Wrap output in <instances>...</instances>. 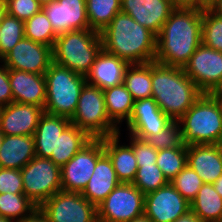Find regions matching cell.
<instances>
[{
  "label": "cell",
  "instance_id": "6da1fadb",
  "mask_svg": "<svg viewBox=\"0 0 222 222\" xmlns=\"http://www.w3.org/2000/svg\"><path fill=\"white\" fill-rule=\"evenodd\" d=\"M202 9L177 6L156 37L158 63L184 68L202 43Z\"/></svg>",
  "mask_w": 222,
  "mask_h": 222
},
{
  "label": "cell",
  "instance_id": "7a4b0ae2",
  "mask_svg": "<svg viewBox=\"0 0 222 222\" xmlns=\"http://www.w3.org/2000/svg\"><path fill=\"white\" fill-rule=\"evenodd\" d=\"M102 48L129 64L153 62L156 56V36L132 17L119 12L100 32Z\"/></svg>",
  "mask_w": 222,
  "mask_h": 222
},
{
  "label": "cell",
  "instance_id": "3957f363",
  "mask_svg": "<svg viewBox=\"0 0 222 222\" xmlns=\"http://www.w3.org/2000/svg\"><path fill=\"white\" fill-rule=\"evenodd\" d=\"M152 97L161 111L178 121L203 94L183 68L151 62Z\"/></svg>",
  "mask_w": 222,
  "mask_h": 222
},
{
  "label": "cell",
  "instance_id": "277c9868",
  "mask_svg": "<svg viewBox=\"0 0 222 222\" xmlns=\"http://www.w3.org/2000/svg\"><path fill=\"white\" fill-rule=\"evenodd\" d=\"M183 144H218L222 140V105L203 93L178 120Z\"/></svg>",
  "mask_w": 222,
  "mask_h": 222
},
{
  "label": "cell",
  "instance_id": "5b68a950",
  "mask_svg": "<svg viewBox=\"0 0 222 222\" xmlns=\"http://www.w3.org/2000/svg\"><path fill=\"white\" fill-rule=\"evenodd\" d=\"M102 49L97 31L87 28L65 32L58 35L52 47L53 62L86 77Z\"/></svg>",
  "mask_w": 222,
  "mask_h": 222
},
{
  "label": "cell",
  "instance_id": "8992f818",
  "mask_svg": "<svg viewBox=\"0 0 222 222\" xmlns=\"http://www.w3.org/2000/svg\"><path fill=\"white\" fill-rule=\"evenodd\" d=\"M46 103L44 112L71 119L78 105L79 95L87 83L86 77L52 62L45 72Z\"/></svg>",
  "mask_w": 222,
  "mask_h": 222
},
{
  "label": "cell",
  "instance_id": "52a82bcc",
  "mask_svg": "<svg viewBox=\"0 0 222 222\" xmlns=\"http://www.w3.org/2000/svg\"><path fill=\"white\" fill-rule=\"evenodd\" d=\"M70 121L92 139L105 138L120 131L108 117L104 91L88 83L79 95L76 111Z\"/></svg>",
  "mask_w": 222,
  "mask_h": 222
},
{
  "label": "cell",
  "instance_id": "ba28073f",
  "mask_svg": "<svg viewBox=\"0 0 222 222\" xmlns=\"http://www.w3.org/2000/svg\"><path fill=\"white\" fill-rule=\"evenodd\" d=\"M20 171L24 194L38 208L62 190L61 169L50 158L35 156Z\"/></svg>",
  "mask_w": 222,
  "mask_h": 222
},
{
  "label": "cell",
  "instance_id": "9c48e42d",
  "mask_svg": "<svg viewBox=\"0 0 222 222\" xmlns=\"http://www.w3.org/2000/svg\"><path fill=\"white\" fill-rule=\"evenodd\" d=\"M144 196L134 184L120 182L97 206L98 222H129L141 216Z\"/></svg>",
  "mask_w": 222,
  "mask_h": 222
},
{
  "label": "cell",
  "instance_id": "30bf717a",
  "mask_svg": "<svg viewBox=\"0 0 222 222\" xmlns=\"http://www.w3.org/2000/svg\"><path fill=\"white\" fill-rule=\"evenodd\" d=\"M39 209L49 222H98L97 207L79 192L61 190Z\"/></svg>",
  "mask_w": 222,
  "mask_h": 222
},
{
  "label": "cell",
  "instance_id": "8fae6325",
  "mask_svg": "<svg viewBox=\"0 0 222 222\" xmlns=\"http://www.w3.org/2000/svg\"><path fill=\"white\" fill-rule=\"evenodd\" d=\"M104 154L103 138L92 139L61 169V186L63 191L82 193L97 160Z\"/></svg>",
  "mask_w": 222,
  "mask_h": 222
},
{
  "label": "cell",
  "instance_id": "7c38bea8",
  "mask_svg": "<svg viewBox=\"0 0 222 222\" xmlns=\"http://www.w3.org/2000/svg\"><path fill=\"white\" fill-rule=\"evenodd\" d=\"M53 62L52 47L22 38L5 56L2 63L8 69L45 74Z\"/></svg>",
  "mask_w": 222,
  "mask_h": 222
},
{
  "label": "cell",
  "instance_id": "4fadbf2b",
  "mask_svg": "<svg viewBox=\"0 0 222 222\" xmlns=\"http://www.w3.org/2000/svg\"><path fill=\"white\" fill-rule=\"evenodd\" d=\"M190 210V203L170 182L144 196V214L152 222H174Z\"/></svg>",
  "mask_w": 222,
  "mask_h": 222
},
{
  "label": "cell",
  "instance_id": "5bb4252c",
  "mask_svg": "<svg viewBox=\"0 0 222 222\" xmlns=\"http://www.w3.org/2000/svg\"><path fill=\"white\" fill-rule=\"evenodd\" d=\"M183 70L202 93H209L222 78V52L201 43Z\"/></svg>",
  "mask_w": 222,
  "mask_h": 222
},
{
  "label": "cell",
  "instance_id": "9a60e30c",
  "mask_svg": "<svg viewBox=\"0 0 222 222\" xmlns=\"http://www.w3.org/2000/svg\"><path fill=\"white\" fill-rule=\"evenodd\" d=\"M173 120L165 115L153 97L134 101L129 120L125 123L127 133L140 140L158 134Z\"/></svg>",
  "mask_w": 222,
  "mask_h": 222
},
{
  "label": "cell",
  "instance_id": "2e32d148",
  "mask_svg": "<svg viewBox=\"0 0 222 222\" xmlns=\"http://www.w3.org/2000/svg\"><path fill=\"white\" fill-rule=\"evenodd\" d=\"M176 7L173 0H121V12L128 14L156 37Z\"/></svg>",
  "mask_w": 222,
  "mask_h": 222
},
{
  "label": "cell",
  "instance_id": "e0dca14e",
  "mask_svg": "<svg viewBox=\"0 0 222 222\" xmlns=\"http://www.w3.org/2000/svg\"><path fill=\"white\" fill-rule=\"evenodd\" d=\"M42 10L58 35L90 28L86 0H58L42 6Z\"/></svg>",
  "mask_w": 222,
  "mask_h": 222
},
{
  "label": "cell",
  "instance_id": "ac0fdd59",
  "mask_svg": "<svg viewBox=\"0 0 222 222\" xmlns=\"http://www.w3.org/2000/svg\"><path fill=\"white\" fill-rule=\"evenodd\" d=\"M44 108L12 102L0 109V131L3 135L33 136Z\"/></svg>",
  "mask_w": 222,
  "mask_h": 222
},
{
  "label": "cell",
  "instance_id": "d6986e66",
  "mask_svg": "<svg viewBox=\"0 0 222 222\" xmlns=\"http://www.w3.org/2000/svg\"><path fill=\"white\" fill-rule=\"evenodd\" d=\"M9 82L13 102L44 108L46 103V79L44 74L9 69Z\"/></svg>",
  "mask_w": 222,
  "mask_h": 222
},
{
  "label": "cell",
  "instance_id": "ffe728a7",
  "mask_svg": "<svg viewBox=\"0 0 222 222\" xmlns=\"http://www.w3.org/2000/svg\"><path fill=\"white\" fill-rule=\"evenodd\" d=\"M129 65L127 61L102 49L86 75V81L102 90L119 86L124 82L125 71Z\"/></svg>",
  "mask_w": 222,
  "mask_h": 222
},
{
  "label": "cell",
  "instance_id": "44dd1931",
  "mask_svg": "<svg viewBox=\"0 0 222 222\" xmlns=\"http://www.w3.org/2000/svg\"><path fill=\"white\" fill-rule=\"evenodd\" d=\"M187 165L204 183L213 184L222 175V157L217 144L188 145Z\"/></svg>",
  "mask_w": 222,
  "mask_h": 222
},
{
  "label": "cell",
  "instance_id": "7402d4cb",
  "mask_svg": "<svg viewBox=\"0 0 222 222\" xmlns=\"http://www.w3.org/2000/svg\"><path fill=\"white\" fill-rule=\"evenodd\" d=\"M119 133L103 138L104 153L114 167L117 179L123 183H132L138 170L137 161L131 145L120 141ZM121 144V145H120Z\"/></svg>",
  "mask_w": 222,
  "mask_h": 222
},
{
  "label": "cell",
  "instance_id": "603a6c76",
  "mask_svg": "<svg viewBox=\"0 0 222 222\" xmlns=\"http://www.w3.org/2000/svg\"><path fill=\"white\" fill-rule=\"evenodd\" d=\"M119 183L112 162L104 153L97 160L93 174L81 194L97 207Z\"/></svg>",
  "mask_w": 222,
  "mask_h": 222
},
{
  "label": "cell",
  "instance_id": "cb8c5ba5",
  "mask_svg": "<svg viewBox=\"0 0 222 222\" xmlns=\"http://www.w3.org/2000/svg\"><path fill=\"white\" fill-rule=\"evenodd\" d=\"M35 156L33 136L4 135L0 147V168L21 170Z\"/></svg>",
  "mask_w": 222,
  "mask_h": 222
},
{
  "label": "cell",
  "instance_id": "d4e9b609",
  "mask_svg": "<svg viewBox=\"0 0 222 222\" xmlns=\"http://www.w3.org/2000/svg\"><path fill=\"white\" fill-rule=\"evenodd\" d=\"M70 123L69 118L44 112L33 134L36 156L49 158L55 154L56 139Z\"/></svg>",
  "mask_w": 222,
  "mask_h": 222
},
{
  "label": "cell",
  "instance_id": "484cf974",
  "mask_svg": "<svg viewBox=\"0 0 222 222\" xmlns=\"http://www.w3.org/2000/svg\"><path fill=\"white\" fill-rule=\"evenodd\" d=\"M91 140L85 131L70 123L56 139L55 154L49 158L61 168Z\"/></svg>",
  "mask_w": 222,
  "mask_h": 222
},
{
  "label": "cell",
  "instance_id": "4316f807",
  "mask_svg": "<svg viewBox=\"0 0 222 222\" xmlns=\"http://www.w3.org/2000/svg\"><path fill=\"white\" fill-rule=\"evenodd\" d=\"M109 119L120 129L131 116L134 100L124 84L103 90Z\"/></svg>",
  "mask_w": 222,
  "mask_h": 222
},
{
  "label": "cell",
  "instance_id": "83f0119b",
  "mask_svg": "<svg viewBox=\"0 0 222 222\" xmlns=\"http://www.w3.org/2000/svg\"><path fill=\"white\" fill-rule=\"evenodd\" d=\"M190 206L203 222H222V197L213 184L203 183Z\"/></svg>",
  "mask_w": 222,
  "mask_h": 222
},
{
  "label": "cell",
  "instance_id": "f1b7e54d",
  "mask_svg": "<svg viewBox=\"0 0 222 222\" xmlns=\"http://www.w3.org/2000/svg\"><path fill=\"white\" fill-rule=\"evenodd\" d=\"M126 89L134 101L152 97L151 62L130 64L124 75Z\"/></svg>",
  "mask_w": 222,
  "mask_h": 222
},
{
  "label": "cell",
  "instance_id": "f546056e",
  "mask_svg": "<svg viewBox=\"0 0 222 222\" xmlns=\"http://www.w3.org/2000/svg\"><path fill=\"white\" fill-rule=\"evenodd\" d=\"M86 10L90 29L100 33L121 12V0H86Z\"/></svg>",
  "mask_w": 222,
  "mask_h": 222
},
{
  "label": "cell",
  "instance_id": "4dcf8cb0",
  "mask_svg": "<svg viewBox=\"0 0 222 222\" xmlns=\"http://www.w3.org/2000/svg\"><path fill=\"white\" fill-rule=\"evenodd\" d=\"M24 32L26 38L50 47L58 37L43 10L24 21Z\"/></svg>",
  "mask_w": 222,
  "mask_h": 222
},
{
  "label": "cell",
  "instance_id": "1f68e13d",
  "mask_svg": "<svg viewBox=\"0 0 222 222\" xmlns=\"http://www.w3.org/2000/svg\"><path fill=\"white\" fill-rule=\"evenodd\" d=\"M38 207L25 194H0V216L14 222L30 215Z\"/></svg>",
  "mask_w": 222,
  "mask_h": 222
},
{
  "label": "cell",
  "instance_id": "d6a6232c",
  "mask_svg": "<svg viewBox=\"0 0 222 222\" xmlns=\"http://www.w3.org/2000/svg\"><path fill=\"white\" fill-rule=\"evenodd\" d=\"M156 165L170 182L187 165V147L158 150Z\"/></svg>",
  "mask_w": 222,
  "mask_h": 222
},
{
  "label": "cell",
  "instance_id": "836d02e7",
  "mask_svg": "<svg viewBox=\"0 0 222 222\" xmlns=\"http://www.w3.org/2000/svg\"><path fill=\"white\" fill-rule=\"evenodd\" d=\"M202 43L222 52V16L208 6L202 9Z\"/></svg>",
  "mask_w": 222,
  "mask_h": 222
},
{
  "label": "cell",
  "instance_id": "e575fe53",
  "mask_svg": "<svg viewBox=\"0 0 222 222\" xmlns=\"http://www.w3.org/2000/svg\"><path fill=\"white\" fill-rule=\"evenodd\" d=\"M1 63L4 56L25 37L24 21L6 14L0 24Z\"/></svg>",
  "mask_w": 222,
  "mask_h": 222
},
{
  "label": "cell",
  "instance_id": "d590c367",
  "mask_svg": "<svg viewBox=\"0 0 222 222\" xmlns=\"http://www.w3.org/2000/svg\"><path fill=\"white\" fill-rule=\"evenodd\" d=\"M168 183L161 169L156 164L138 165L136 176L132 182L144 195Z\"/></svg>",
  "mask_w": 222,
  "mask_h": 222
},
{
  "label": "cell",
  "instance_id": "8d00e7d4",
  "mask_svg": "<svg viewBox=\"0 0 222 222\" xmlns=\"http://www.w3.org/2000/svg\"><path fill=\"white\" fill-rule=\"evenodd\" d=\"M171 185L191 203L203 185L201 177L186 165L171 181Z\"/></svg>",
  "mask_w": 222,
  "mask_h": 222
},
{
  "label": "cell",
  "instance_id": "74e56055",
  "mask_svg": "<svg viewBox=\"0 0 222 222\" xmlns=\"http://www.w3.org/2000/svg\"><path fill=\"white\" fill-rule=\"evenodd\" d=\"M144 140L156 150L187 147L183 144L181 126L174 120L158 134L149 135Z\"/></svg>",
  "mask_w": 222,
  "mask_h": 222
},
{
  "label": "cell",
  "instance_id": "f35d334b",
  "mask_svg": "<svg viewBox=\"0 0 222 222\" xmlns=\"http://www.w3.org/2000/svg\"><path fill=\"white\" fill-rule=\"evenodd\" d=\"M7 14L19 20H27L42 10L38 0H4Z\"/></svg>",
  "mask_w": 222,
  "mask_h": 222
},
{
  "label": "cell",
  "instance_id": "ab89813d",
  "mask_svg": "<svg viewBox=\"0 0 222 222\" xmlns=\"http://www.w3.org/2000/svg\"><path fill=\"white\" fill-rule=\"evenodd\" d=\"M127 142L131 145L137 165H153L156 164L158 150L149 145L145 140H140L130 134H127ZM129 138V139H128Z\"/></svg>",
  "mask_w": 222,
  "mask_h": 222
},
{
  "label": "cell",
  "instance_id": "60d3db41",
  "mask_svg": "<svg viewBox=\"0 0 222 222\" xmlns=\"http://www.w3.org/2000/svg\"><path fill=\"white\" fill-rule=\"evenodd\" d=\"M24 194L23 179L18 169L0 168V194Z\"/></svg>",
  "mask_w": 222,
  "mask_h": 222
},
{
  "label": "cell",
  "instance_id": "b9f144b4",
  "mask_svg": "<svg viewBox=\"0 0 222 222\" xmlns=\"http://www.w3.org/2000/svg\"><path fill=\"white\" fill-rule=\"evenodd\" d=\"M13 102V94L9 82V69L0 63V107Z\"/></svg>",
  "mask_w": 222,
  "mask_h": 222
},
{
  "label": "cell",
  "instance_id": "7bdbcfd3",
  "mask_svg": "<svg viewBox=\"0 0 222 222\" xmlns=\"http://www.w3.org/2000/svg\"><path fill=\"white\" fill-rule=\"evenodd\" d=\"M210 0H173L176 6L205 8Z\"/></svg>",
  "mask_w": 222,
  "mask_h": 222
},
{
  "label": "cell",
  "instance_id": "ee69618b",
  "mask_svg": "<svg viewBox=\"0 0 222 222\" xmlns=\"http://www.w3.org/2000/svg\"><path fill=\"white\" fill-rule=\"evenodd\" d=\"M16 222H49L45 214L39 209H35L30 215L23 217Z\"/></svg>",
  "mask_w": 222,
  "mask_h": 222
},
{
  "label": "cell",
  "instance_id": "f6af8a7d",
  "mask_svg": "<svg viewBox=\"0 0 222 222\" xmlns=\"http://www.w3.org/2000/svg\"><path fill=\"white\" fill-rule=\"evenodd\" d=\"M214 100L222 105V78L208 93Z\"/></svg>",
  "mask_w": 222,
  "mask_h": 222
},
{
  "label": "cell",
  "instance_id": "bcb514c9",
  "mask_svg": "<svg viewBox=\"0 0 222 222\" xmlns=\"http://www.w3.org/2000/svg\"><path fill=\"white\" fill-rule=\"evenodd\" d=\"M174 222H203V221L190 210L185 215L177 218Z\"/></svg>",
  "mask_w": 222,
  "mask_h": 222
},
{
  "label": "cell",
  "instance_id": "7dc6e473",
  "mask_svg": "<svg viewBox=\"0 0 222 222\" xmlns=\"http://www.w3.org/2000/svg\"><path fill=\"white\" fill-rule=\"evenodd\" d=\"M208 7L216 14L222 16V0H210Z\"/></svg>",
  "mask_w": 222,
  "mask_h": 222
},
{
  "label": "cell",
  "instance_id": "c3c4849f",
  "mask_svg": "<svg viewBox=\"0 0 222 222\" xmlns=\"http://www.w3.org/2000/svg\"><path fill=\"white\" fill-rule=\"evenodd\" d=\"M215 190L222 197V175L213 183Z\"/></svg>",
  "mask_w": 222,
  "mask_h": 222
},
{
  "label": "cell",
  "instance_id": "681fc988",
  "mask_svg": "<svg viewBox=\"0 0 222 222\" xmlns=\"http://www.w3.org/2000/svg\"><path fill=\"white\" fill-rule=\"evenodd\" d=\"M7 14L6 5L4 0H0V24L3 21L4 16Z\"/></svg>",
  "mask_w": 222,
  "mask_h": 222
},
{
  "label": "cell",
  "instance_id": "f907efd6",
  "mask_svg": "<svg viewBox=\"0 0 222 222\" xmlns=\"http://www.w3.org/2000/svg\"><path fill=\"white\" fill-rule=\"evenodd\" d=\"M129 222H152V221L149 219L147 215L142 214L141 216L136 217L135 219H132Z\"/></svg>",
  "mask_w": 222,
  "mask_h": 222
},
{
  "label": "cell",
  "instance_id": "816d5d0a",
  "mask_svg": "<svg viewBox=\"0 0 222 222\" xmlns=\"http://www.w3.org/2000/svg\"><path fill=\"white\" fill-rule=\"evenodd\" d=\"M38 1L42 6H44L46 4H49V3H52V2L58 1V0H38Z\"/></svg>",
  "mask_w": 222,
  "mask_h": 222
},
{
  "label": "cell",
  "instance_id": "f5cc1de1",
  "mask_svg": "<svg viewBox=\"0 0 222 222\" xmlns=\"http://www.w3.org/2000/svg\"><path fill=\"white\" fill-rule=\"evenodd\" d=\"M0 222H14V221L9 218H5L3 216H0Z\"/></svg>",
  "mask_w": 222,
  "mask_h": 222
},
{
  "label": "cell",
  "instance_id": "db71d44e",
  "mask_svg": "<svg viewBox=\"0 0 222 222\" xmlns=\"http://www.w3.org/2000/svg\"><path fill=\"white\" fill-rule=\"evenodd\" d=\"M218 149L220 151L221 157H222V140L217 144Z\"/></svg>",
  "mask_w": 222,
  "mask_h": 222
},
{
  "label": "cell",
  "instance_id": "11a10c76",
  "mask_svg": "<svg viewBox=\"0 0 222 222\" xmlns=\"http://www.w3.org/2000/svg\"><path fill=\"white\" fill-rule=\"evenodd\" d=\"M3 137H4V135H3L2 132L0 131V147H1V143H2Z\"/></svg>",
  "mask_w": 222,
  "mask_h": 222
},
{
  "label": "cell",
  "instance_id": "9f6ffc18",
  "mask_svg": "<svg viewBox=\"0 0 222 222\" xmlns=\"http://www.w3.org/2000/svg\"><path fill=\"white\" fill-rule=\"evenodd\" d=\"M0 33H1V31H0ZM0 37H1V34H0ZM0 40H1V38H0ZM0 63H1V43H0Z\"/></svg>",
  "mask_w": 222,
  "mask_h": 222
}]
</instances>
